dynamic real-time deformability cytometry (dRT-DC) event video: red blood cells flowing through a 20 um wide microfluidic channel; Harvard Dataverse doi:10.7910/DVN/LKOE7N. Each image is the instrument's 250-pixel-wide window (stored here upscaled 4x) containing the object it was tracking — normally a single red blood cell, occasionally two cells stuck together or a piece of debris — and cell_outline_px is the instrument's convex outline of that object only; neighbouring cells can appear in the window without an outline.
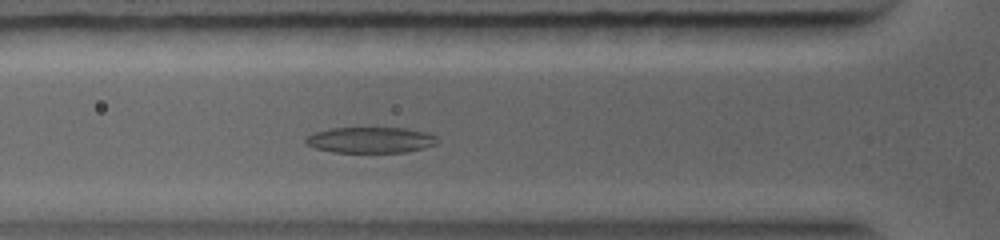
{"species": "common noctule bat (a hibernating species)", "species_latin": "Nyctalus noctula", "temperature_condition": "warm", "stored_images_in_passage": 55, "segment_of_instrument_passage": [1, 2], "camera_frame_rate_fps": 5000, "um_per_image_px": 0.085, "animal": {"sex": "female", "body_mass_g": 19.0, "forearm_length_mm": 56.7}, "frame": {"image": 1, "passage_image": 17, "time_ms": 3.2, "image_size_px": [1000, 240], "cell_outline_px": [[436, 144], [424, 148], [408, 152], [332, 152], [316, 148], [304, 144], [304, 140], [308, 136], [316, 132], [328, 128], [404, 128], [428, 132], [436, 136]], "centroid_in_image_um": [31.49, 11.9], "position_along_channel_um": 94.3, "area_um2": 19.88}}
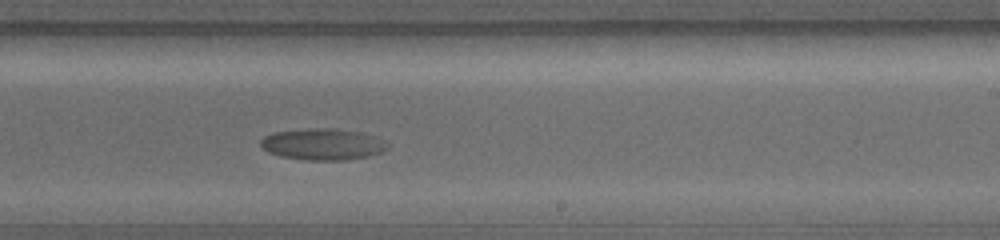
{"frame": {"image": 2, "passage_image": 35, "time_ms": 6.8, "image_size_px": [1000, 240], "cell_outline_px": [[388, 148], [380, 152], [368, 156], [348, 160], [304, 160], [280, 156], [268, 152], [260, 144], [260, 140], [264, 136], [272, 132], [308, 128], [336, 128], [364, 132], [376, 136], [384, 140], [388, 144]], "centroid_in_image_um": [27.44, 12.25], "position_along_channel_um": 261.6, "area_um2": 23.58}}
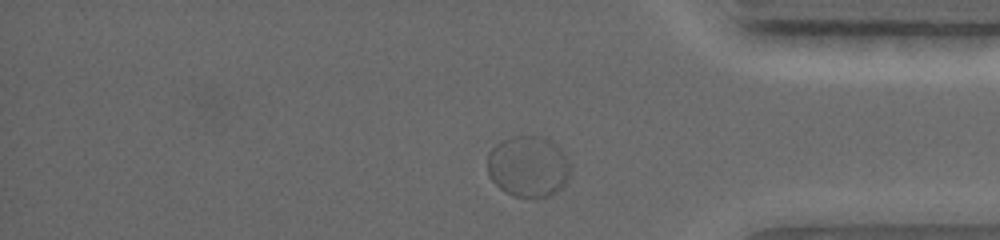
{"frame": {"image": 3, "passage_image": 50, "time_ms": 9.8, "image_size_px": [1000, 240], "cell_outline_px": [[568, 176], [564, 184], [556, 192], [548, 196], [512, 196], [504, 192], [488, 176], [488, 152], [496, 144], [512, 136], [540, 136], [556, 144], [560, 148], [568, 160]], "centroid_in_image_um": [44.86, 14.14], "position_along_channel_um": 390.3, "area_um2": 29.19}}